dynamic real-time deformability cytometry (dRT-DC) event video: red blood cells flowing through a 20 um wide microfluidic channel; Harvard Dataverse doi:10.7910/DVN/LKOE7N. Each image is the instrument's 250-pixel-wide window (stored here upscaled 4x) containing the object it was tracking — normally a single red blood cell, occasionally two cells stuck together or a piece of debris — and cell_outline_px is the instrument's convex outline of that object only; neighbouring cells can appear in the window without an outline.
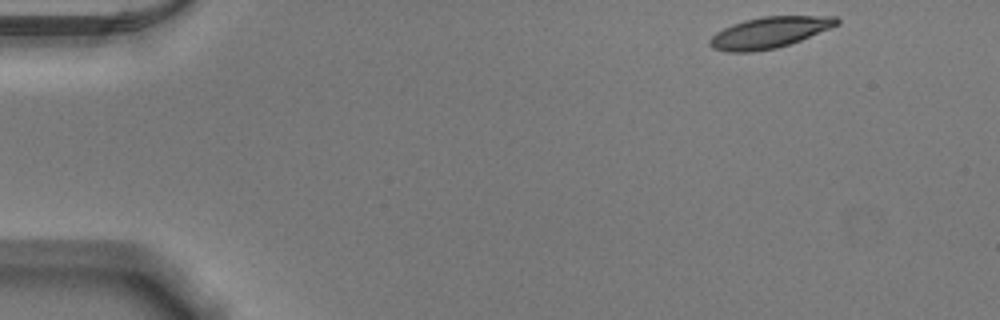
{"species": "Egyptian fruit bat (a non-hibernating species)", "species_latin": "Rousettus aegyptiacus", "temperature_condition": "warm", "stored_images_in_passage": 48, "camera_frame_rate_fps": 3000, "um_per_image_px": 0.085, "animal": {"sex": "male"}, "frame": {"image": 1, "passage_image": 1, "time_ms": 0.0, "image_size_px": [1000, 320], "cell_outline_px": [[840, 24], [800, 40], [776, 48], [752, 52], [728, 52], [712, 48], [708, 44], [708, 40], [716, 32], [732, 24], [744, 20], [764, 16], [836, 16], [840, 20]], "centroid_in_image_um": [65.37, 2.76], "position_along_channel_um": 19.6, "area_um2": 23.0}}
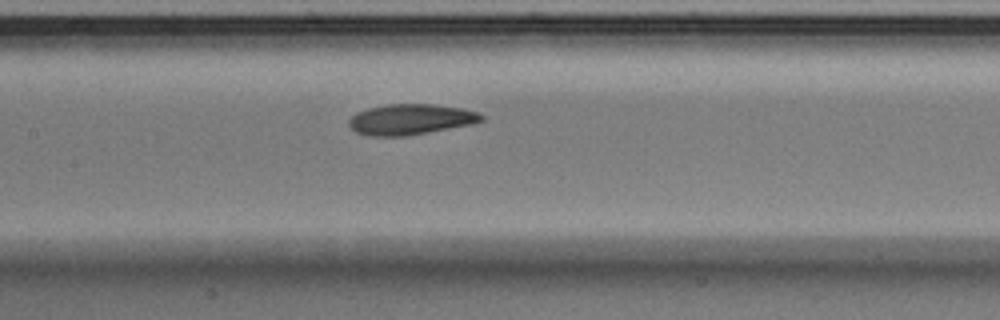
{"frame": {"image": 2, "passage_image": 21, "time_ms": 6.667, "image_size_px": [1000, 320], "cell_outline_px": [[484, 120], [472, 124], [404, 136], [368, 136], [356, 132], [348, 124], [348, 120], [356, 112], [368, 108], [388, 104], [432, 104], [460, 108], [476, 112], [484, 116]], "centroid_in_image_um": [34.86, 10.14], "position_along_channel_um": 172.5, "area_um2": 23.47}}
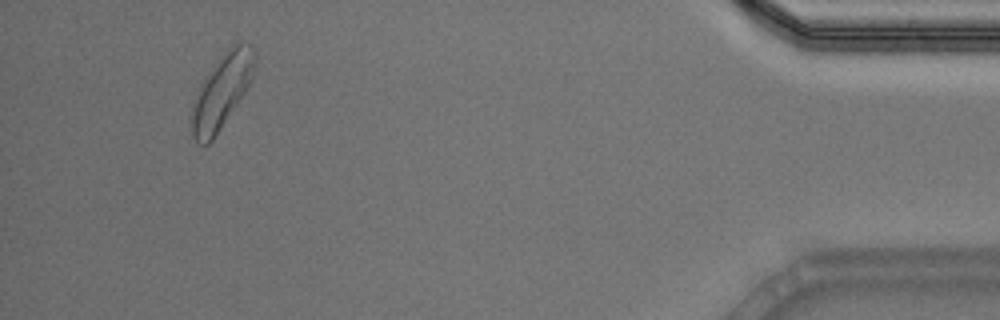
{"frame": {"image": 3, "passage_image": 45, "time_ms": 14.667, "image_size_px": [1000, 320], "cell_outline_px": [[256, 60], [252, 80], [212, 140], [208, 144], [200, 144], [192, 136], [188, 120], [200, 84], [204, 76], [220, 56], [236, 40], [248, 40], [256, 48]], "centroid_in_image_um": [18.86, 7.66], "position_along_channel_um": 416.3, "area_um2": 27.69}, "authors_computed_cell_mechanics": {"area_um2": 23.8136, "velocity_mm_per_s": 3.8479, "shape_relaxation_time_tau1_ms": 3.3019, "shape_relaxation_time_tau2_ms": 5.1056, "deformation_change_tau1": 0.1302, "deformation_change_tau2": 0.1119}}